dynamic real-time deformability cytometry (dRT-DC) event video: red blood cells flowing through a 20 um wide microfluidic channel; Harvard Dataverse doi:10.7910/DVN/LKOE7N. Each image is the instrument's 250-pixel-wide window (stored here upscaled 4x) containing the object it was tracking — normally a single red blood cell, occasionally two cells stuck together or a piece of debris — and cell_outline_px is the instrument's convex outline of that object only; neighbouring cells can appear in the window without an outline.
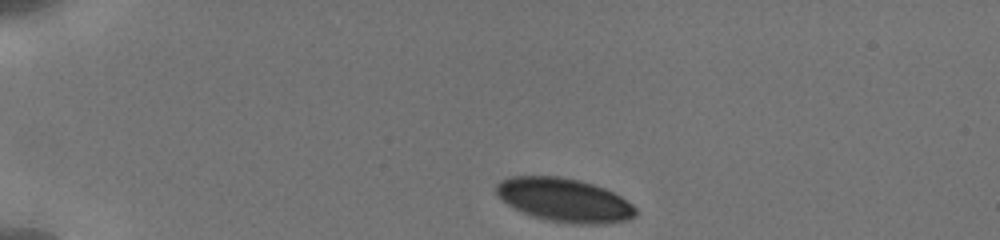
{"species": "human", "species_latin": "Homo sapiens", "temperature_condition": "cold", "stored_images_in_passage": 15, "camera_frame_rate_fps": 3000, "um_per_image_px": 0.085, "donor": {"sex": "male"}, "frame": {"image": 1, "passage_image": 1, "time_ms": 0.0, "image_size_px": [1000, 240], "cell_outline_px": [[636, 216], [632, 220], [604, 224], [572, 224], [548, 220], [532, 216], [508, 204], [496, 192], [496, 184], [500, 180], [512, 176], [560, 176], [580, 180], [604, 188], [620, 196], [632, 204], [636, 208]], "centroid_in_image_um": [48.01, 17.01], "position_along_channel_um": 37.0, "area_um2": 35.43}}
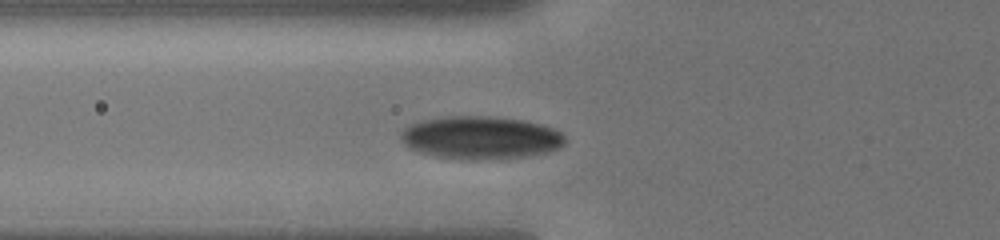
{"frame": {"image": 2, "passage_image": 13, "time_ms": 3.0, "image_size_px": [1000, 240], "cell_outline_px": [[564, 144], [560, 148], [548, 152], [524, 156], [468, 160], [464, 160], [436, 156], [420, 152], [408, 148], [404, 144], [400, 136], [400, 132], [404, 128], [412, 124], [424, 120], [448, 116], [492, 116], [524, 120], [540, 124], [552, 128], [560, 132], [564, 136]], "centroid_in_image_um": [40.84, 11.69], "position_along_channel_um": 85.0, "area_um2": 40.86}}